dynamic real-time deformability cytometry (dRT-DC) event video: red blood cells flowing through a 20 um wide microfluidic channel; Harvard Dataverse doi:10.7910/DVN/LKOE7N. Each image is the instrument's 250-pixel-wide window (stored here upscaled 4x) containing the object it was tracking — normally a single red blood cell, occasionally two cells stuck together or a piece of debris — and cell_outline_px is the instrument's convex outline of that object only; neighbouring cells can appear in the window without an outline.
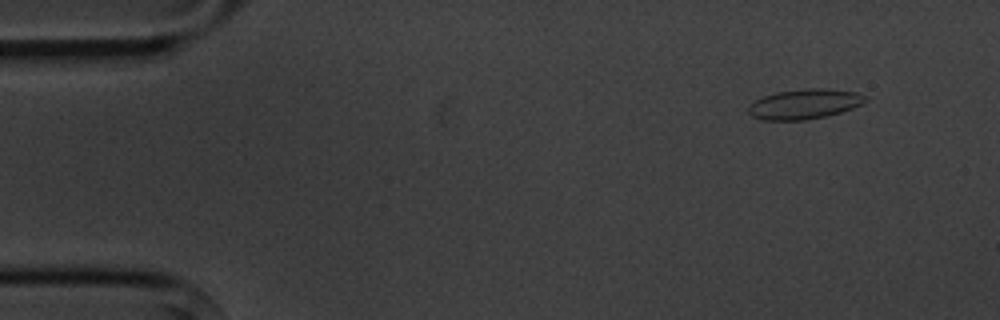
{"species": "common noctule bat (a hibernating species)", "species_latin": "Nyctalus noctula", "temperature_condition": "cold", "stored_images_in_passage": 4, "camera_frame_rate_fps": 3000, "um_per_image_px": 0.085, "animal": {"sex": "male", "body_mass_g": 20.1, "forearm_length_mm": 53.5}, "frame": {"image": 1, "passage_image": 1, "time_ms": 0.0, "image_size_px": [1000, 320], "cell_outline_px": [[868, 100], [852, 108], [828, 116], [804, 120], [764, 120], [752, 116], [748, 112], [748, 108], [756, 100], [764, 96], [776, 92], [808, 88], [824, 88], [856, 92], [868, 96]], "centroid_in_image_um": [68.41, 8.84], "position_along_channel_um": 16.6, "area_um2": 20.35}}